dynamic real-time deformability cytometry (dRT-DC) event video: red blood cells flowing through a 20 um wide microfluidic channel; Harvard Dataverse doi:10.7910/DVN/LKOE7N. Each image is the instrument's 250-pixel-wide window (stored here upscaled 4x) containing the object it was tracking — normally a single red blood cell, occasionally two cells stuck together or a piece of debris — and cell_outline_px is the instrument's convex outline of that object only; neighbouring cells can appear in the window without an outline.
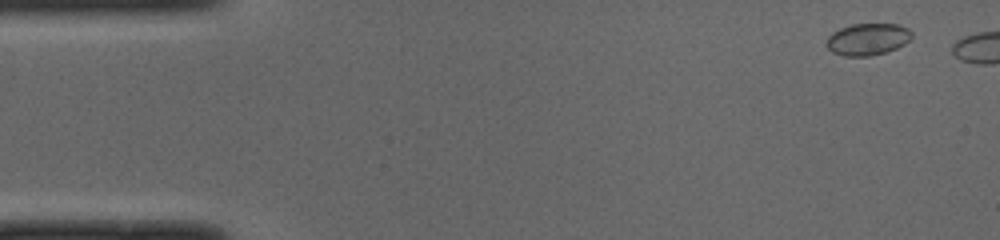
{"species": "common noctule bat (a hibernating species)", "species_latin": "Nyctalus noctula", "temperature_condition": "cold", "stored_images_in_passage": 5, "camera_frame_rate_fps": 3000, "um_per_image_px": 0.085, "animal": {"sex": "male", "body_mass_g": 19.0, "forearm_length_mm": 50.8}, "frame": {"image": 1, "passage_image": 2, "time_ms": 0.333, "image_size_px": [1000, 240], "cell_outline_px": [[912, 36], [904, 44], [896, 48], [884, 52], [868, 56], [844, 56], [832, 52], [824, 44], [828, 36], [832, 32], [840, 28], [852, 24], [900, 24], [908, 28], [912, 32]], "centroid_in_image_um": [73.72, 3.33], "position_along_channel_um": 11.3, "area_um2": 15.9}}